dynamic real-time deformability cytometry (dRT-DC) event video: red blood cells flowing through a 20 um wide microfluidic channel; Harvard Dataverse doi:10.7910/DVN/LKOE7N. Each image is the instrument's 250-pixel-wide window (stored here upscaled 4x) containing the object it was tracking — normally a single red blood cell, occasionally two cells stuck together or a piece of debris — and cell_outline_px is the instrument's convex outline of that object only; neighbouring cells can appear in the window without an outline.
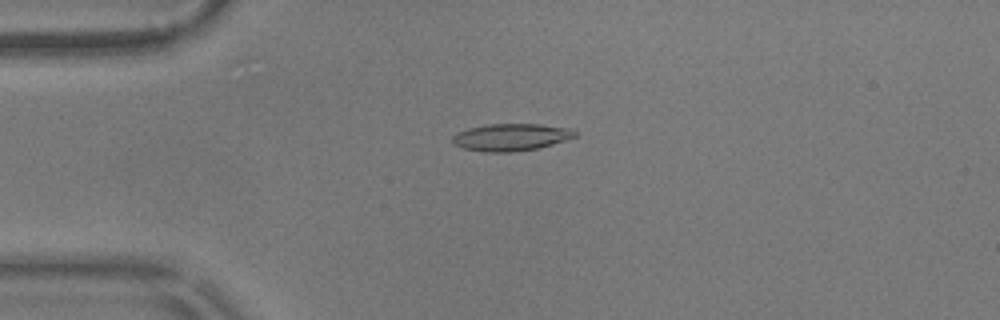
{"species": "common noctule bat (a hibernating species)", "species_latin": "Nyctalus noctula", "temperature_condition": "warm", "stored_images_in_passage": 52, "camera_frame_rate_fps": 3000, "um_per_image_px": 0.085, "animal": {"sex": "male", "body_mass_g": 17.9}, "frame": {"image": 1, "passage_image": 10, "time_ms": 3.0, "image_size_px": [1000, 320], "cell_outline_px": [[576, 136], [552, 144], [536, 148], [512, 152], [484, 152], [464, 148], [452, 144], [452, 136], [456, 132], [468, 128], [488, 124], [540, 124], [572, 128], [576, 132]], "centroid_in_image_um": [43.4, 11.65], "position_along_channel_um": 41.6, "area_um2": 19.42}}
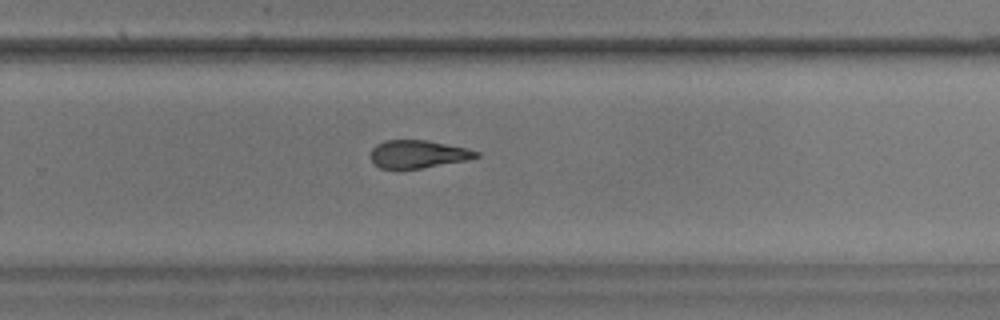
{"frame": {"image": 2, "passage_image": 33, "time_ms": 10.667, "image_size_px": [1000, 320], "cell_outline_px": [[480, 156], [468, 160], [420, 168], [380, 168], [372, 160], [372, 148], [376, 144], [384, 140], [428, 140], [468, 148], [480, 152]], "centroid_in_image_um": [35.58, 13.08], "position_along_channel_um": 294.2, "area_um2": 17.05}}
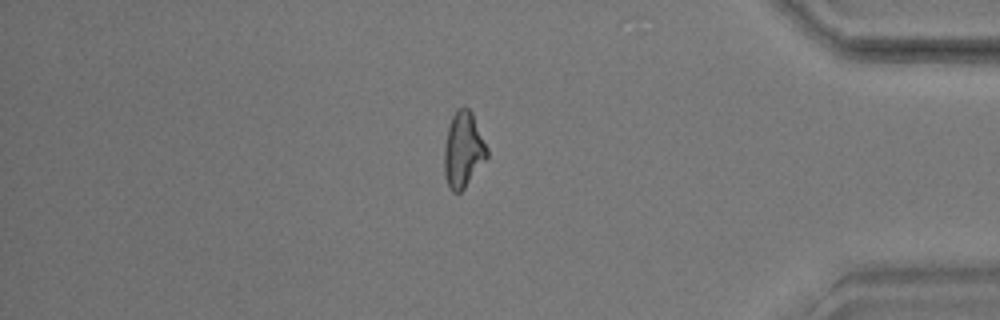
{"frame": {"image": 3, "passage_image": 44, "time_ms": 14.333, "image_size_px": [1000, 320], "cell_outline_px": [[488, 156], [464, 188], [460, 192], [452, 192], [448, 188], [444, 172], [444, 148], [448, 128], [452, 116], [456, 108], [464, 104], [472, 112], [488, 148]], "centroid_in_image_um": [39.37, 12.7], "position_along_channel_um": 395.8, "area_um2": 18.96}, "authors_computed_cell_mechanics": {"area_um2": 18.4093, "velocity_mm_per_s": 3.6029, "shape_relaxation_time_tau1_ms": null, "shape_relaxation_time_tau2_ms": 2.7233, "deformation_change_tau1": null, "deformation_change_tau2": 0.1075}}